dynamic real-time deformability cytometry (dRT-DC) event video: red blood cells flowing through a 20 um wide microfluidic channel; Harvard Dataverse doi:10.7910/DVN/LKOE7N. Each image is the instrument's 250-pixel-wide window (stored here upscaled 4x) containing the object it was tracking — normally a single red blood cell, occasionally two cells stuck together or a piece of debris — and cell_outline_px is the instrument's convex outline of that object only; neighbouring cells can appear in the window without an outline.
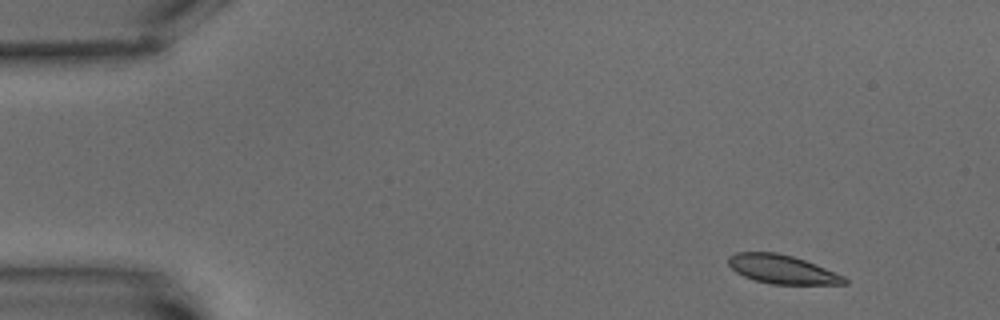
{"species": "common noctule bat (a hibernating species)", "species_latin": "Nyctalus noctula", "temperature_condition": "warm", "stored_images_in_passage": 5, "segment_of_instrument_passage": [1, 2], "camera_frame_rate_fps": 3000, "um_per_image_px": 0.085, "animal": {"sex": "male", "body_mass_g": 15.6}, "frame": {"image": 1, "passage_image": 1, "time_ms": 0.0, "image_size_px": [1000, 320], "cell_outline_px": [[848, 284], [772, 284], [756, 280], [744, 276], [736, 272], [728, 264], [728, 256], [736, 252], [776, 252], [792, 256], [816, 264], [844, 276], [848, 280]], "centroid_in_image_um": [66.48, 22.89], "position_along_channel_um": 18.5, "area_um2": 19.36}}